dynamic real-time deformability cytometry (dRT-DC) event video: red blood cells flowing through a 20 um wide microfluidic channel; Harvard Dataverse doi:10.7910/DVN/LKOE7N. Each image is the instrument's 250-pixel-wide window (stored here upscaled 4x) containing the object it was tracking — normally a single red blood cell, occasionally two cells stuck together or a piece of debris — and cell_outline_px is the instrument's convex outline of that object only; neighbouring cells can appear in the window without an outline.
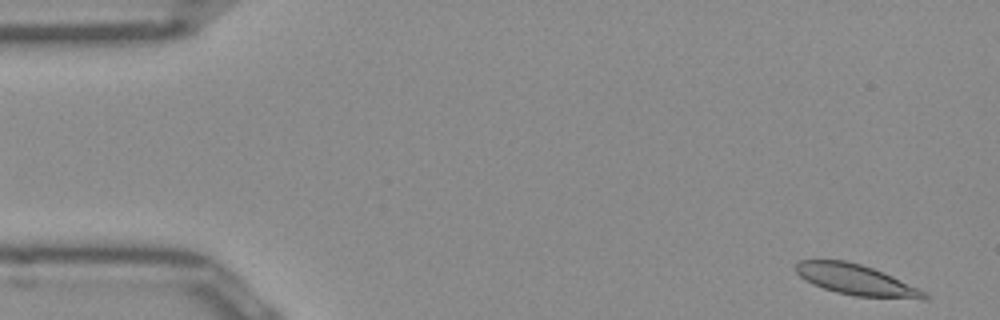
{"species": "Egyptian fruit bat (a non-hibernating species)", "species_latin": "Rousettus aegyptiacus", "temperature_condition": "room temperature", "stored_images_in_passage": 15, "camera_frame_rate_fps": 3000, "um_per_image_px": 0.085, "frame": {"image": 1, "passage_image": 2, "time_ms": 0.333, "image_size_px": [1000, 320], "cell_outline_px": [[932, 296], [928, 300], [924, 300], [856, 296], [836, 292], [812, 284], [804, 280], [796, 272], [796, 264], [800, 260], [844, 260], [860, 264], [872, 268], [892, 276], [928, 292]], "centroid_in_image_um": [72.85, 23.81], "position_along_channel_um": 12.2, "area_um2": 23.12}}
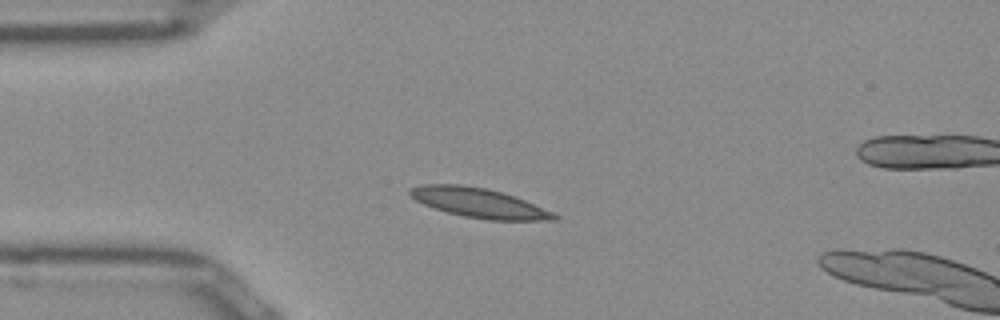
{"frame": {"image": 2, "passage_image": 12, "time_ms": 3.667, "image_size_px": [1000, 320], "cell_outline_px": [[560, 216], [556, 220], [488, 220], [464, 216], [448, 212], [424, 204], [416, 200], [408, 192], [408, 188], [420, 184], [460, 184], [484, 188], [504, 192], [524, 200], [552, 212]], "centroid_in_image_um": [40.69, 17.23], "position_along_channel_um": 44.3, "area_um2": 24.62}}